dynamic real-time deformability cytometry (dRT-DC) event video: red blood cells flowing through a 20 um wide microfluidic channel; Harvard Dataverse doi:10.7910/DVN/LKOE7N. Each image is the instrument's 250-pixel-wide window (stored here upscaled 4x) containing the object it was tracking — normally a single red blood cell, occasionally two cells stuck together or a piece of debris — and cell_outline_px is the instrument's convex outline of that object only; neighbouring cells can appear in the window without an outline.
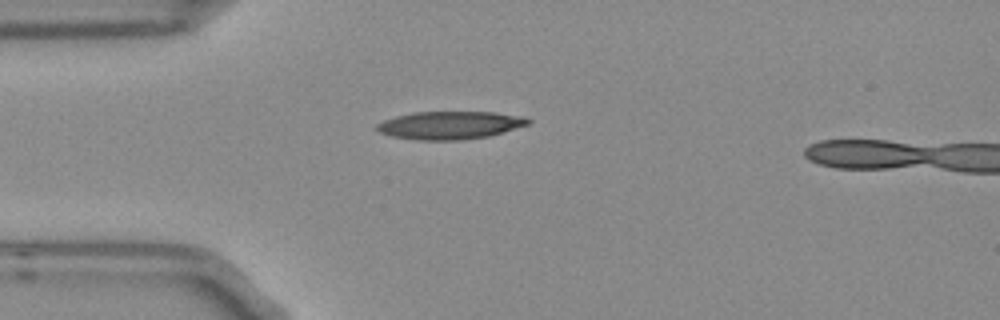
{"species": "Egyptian fruit bat (a non-hibernating species)", "species_latin": "Rousettus aegyptiacus", "temperature_condition": "room temperature", "stored_images_in_passage": 2, "camera_frame_rate_fps": 3000, "um_per_image_px": 0.085, "frame": {"image": 1, "passage_image": 1, "time_ms": 0.0, "image_size_px": [1000, 320], "cell_outline_px": [[532, 120], [528, 124], [488, 136], [460, 140], [416, 140], [392, 136], [380, 132], [376, 128], [376, 124], [384, 120], [396, 116], [412, 112], [496, 112], [524, 116]], "centroid_in_image_um": [38.24, 10.63], "position_along_channel_um": 46.8, "area_um2": 24.51}}